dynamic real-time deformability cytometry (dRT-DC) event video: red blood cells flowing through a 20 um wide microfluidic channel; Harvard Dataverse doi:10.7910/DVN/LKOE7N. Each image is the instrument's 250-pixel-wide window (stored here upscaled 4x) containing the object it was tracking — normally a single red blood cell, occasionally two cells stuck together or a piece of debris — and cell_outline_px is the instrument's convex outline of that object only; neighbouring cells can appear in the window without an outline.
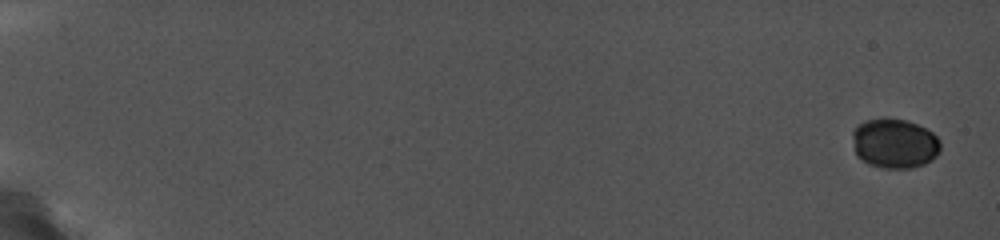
{"species": "common noctule bat (a hibernating species)", "species_latin": "Nyctalus noctula", "temperature_condition": "cold", "stored_images_in_passage": 13, "camera_frame_rate_fps": 5000, "um_per_image_px": 0.085, "animal": {"sex": "female", "body_mass_g": 19.0, "forearm_length_mm": 56.7}, "frame": {"image": 1, "passage_image": 1, "time_ms": 0.0, "image_size_px": [1000, 240], "cell_outline_px": [[940, 148], [936, 156], [932, 160], [924, 164], [908, 168], [888, 168], [872, 164], [864, 160], [856, 152], [852, 136], [852, 132], [864, 120], [884, 116], [908, 120], [932, 132], [940, 140]], "centroid_in_image_um": [76.06, 12.14], "position_along_channel_um": 8.9, "area_um2": 25.37}}
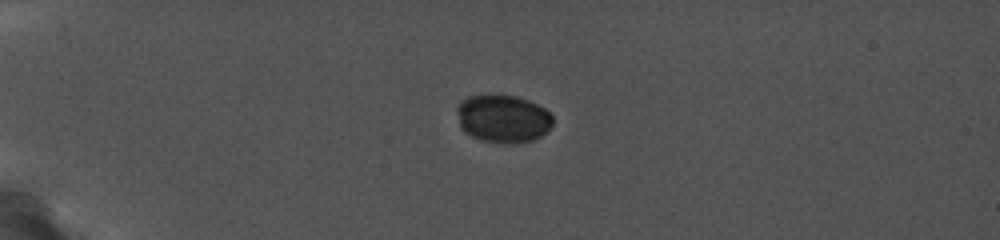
{"frame": {"image": 2, "passage_image": 7, "time_ms": 5.0, "image_size_px": [1000, 240], "cell_outline_px": [[552, 124], [540, 136], [532, 140], [484, 140], [472, 136], [460, 124], [456, 112], [456, 108], [460, 100], [468, 96], [488, 92], [492, 92], [516, 96], [528, 100], [544, 108], [552, 116]], "centroid_in_image_um": [42.7, 9.97], "position_along_channel_um": 42.3, "area_um2": 26.24}}
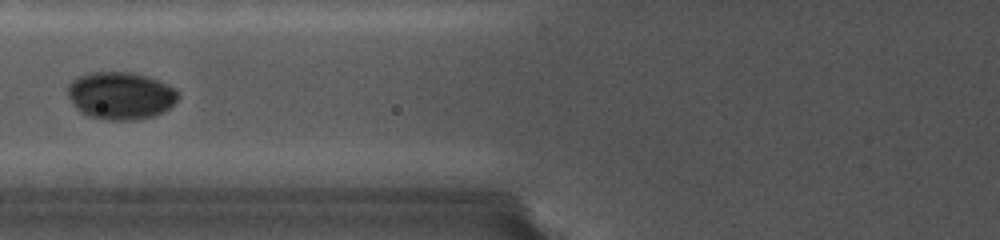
{"frame": {"image": 3, "passage_image": 11, "time_ms": 8.4, "image_size_px": [1000, 240], "cell_outline_px": [[180, 96], [164, 112], [152, 116], [136, 120], [108, 120], [88, 116], [80, 112], [72, 104], [68, 96], [68, 84], [80, 76], [88, 72], [124, 72], [144, 76], [156, 80], [172, 88]], "centroid_in_image_um": [10.2, 8.15], "position_along_channel_um": 115.6, "area_um2": 30.17}}